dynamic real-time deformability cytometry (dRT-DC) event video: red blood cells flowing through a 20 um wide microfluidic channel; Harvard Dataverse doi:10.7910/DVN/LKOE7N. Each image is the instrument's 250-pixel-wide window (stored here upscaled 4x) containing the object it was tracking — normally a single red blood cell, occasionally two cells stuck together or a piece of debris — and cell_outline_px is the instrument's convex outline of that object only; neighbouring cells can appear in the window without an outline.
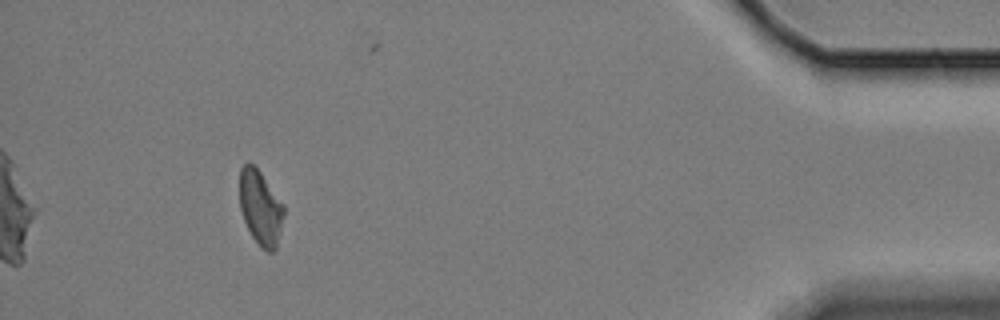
{"species": "Egyptian fruit bat (a non-hibernating species)", "species_latin": "Rousettus aegyptiacus", "temperature_condition": "cold", "stored_images_in_passage": 56, "camera_frame_rate_fps": 3000, "um_per_image_px": 0.085, "animal": {"sex": "female"}, "frame": {"image": 1, "passage_image": 51, "time_ms": 16.667, "image_size_px": [1000, 320], "cell_outline_px": [[284, 216], [276, 248], [272, 252], [268, 252], [260, 248], [252, 236], [244, 220], [240, 208], [240, 168], [248, 160], [260, 172], [284, 204]], "centroid_in_image_um": [22.14, 17.66], "position_along_channel_um": 413.1, "area_um2": 19.25}}